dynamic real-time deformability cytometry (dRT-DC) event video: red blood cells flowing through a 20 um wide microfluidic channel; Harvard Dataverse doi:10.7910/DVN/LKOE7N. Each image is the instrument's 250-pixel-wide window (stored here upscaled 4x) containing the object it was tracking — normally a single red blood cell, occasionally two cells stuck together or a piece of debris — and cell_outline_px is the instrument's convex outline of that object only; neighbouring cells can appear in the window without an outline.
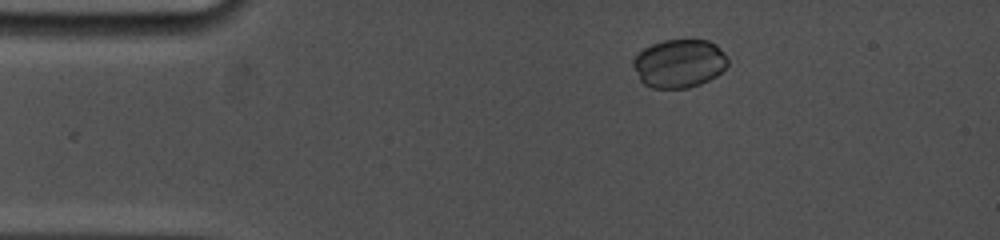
{"species": "common noctule bat (a hibernating species)", "species_latin": "Nyctalus noctula", "temperature_condition": "cold", "stored_images_in_passage": 21, "camera_frame_rate_fps": 5000, "um_per_image_px": 0.085, "animal": {"sex": "female", "body_mass_g": 19.0, "forearm_length_mm": 53.3}, "frame": {"image": 1, "passage_image": 4, "time_ms": 0.6, "image_size_px": [1000, 240], "cell_outline_px": [[728, 64], [716, 76], [700, 84], [688, 88], [652, 88], [644, 84], [640, 80], [632, 64], [632, 60], [644, 48], [652, 44], [664, 40], [708, 40], [716, 44], [728, 56]], "centroid_in_image_um": [57.74, 5.39], "position_along_channel_um": 27.3, "area_um2": 26.7}}
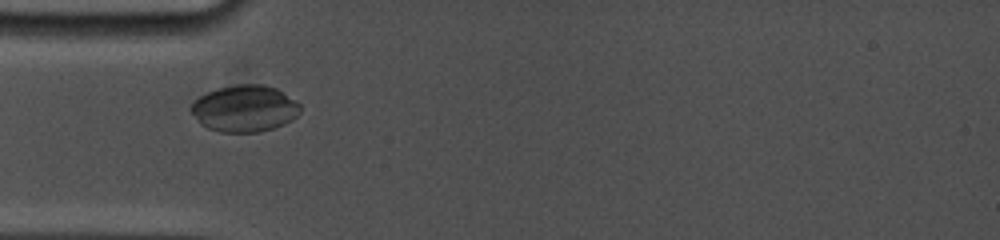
{"frame": {"image": 2, "passage_image": 12, "time_ms": 3.0, "image_size_px": [1000, 240], "cell_outline_px": [[300, 112], [292, 120], [284, 124], [260, 132], [220, 132], [208, 128], [200, 124], [188, 108], [200, 96], [216, 88], [236, 84], [264, 84], [276, 88], [300, 104]], "centroid_in_image_um": [20.77, 9.22], "position_along_channel_um": 64.2, "area_um2": 29.71}}
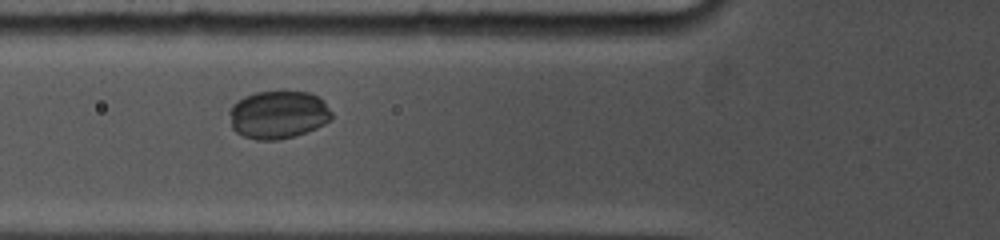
{"frame": {"image": 3, "passage_image": 19, "time_ms": 4.0, "image_size_px": [1000, 240], "cell_outline_px": [[332, 120], [316, 128], [296, 136], [276, 140], [256, 140], [244, 136], [236, 132], [232, 128], [228, 112], [232, 104], [244, 96], [256, 92], [308, 92], [324, 100], [332, 112]], "centroid_in_image_um": [23.64, 9.76], "position_along_channel_um": 102.2, "area_um2": 28.78}}